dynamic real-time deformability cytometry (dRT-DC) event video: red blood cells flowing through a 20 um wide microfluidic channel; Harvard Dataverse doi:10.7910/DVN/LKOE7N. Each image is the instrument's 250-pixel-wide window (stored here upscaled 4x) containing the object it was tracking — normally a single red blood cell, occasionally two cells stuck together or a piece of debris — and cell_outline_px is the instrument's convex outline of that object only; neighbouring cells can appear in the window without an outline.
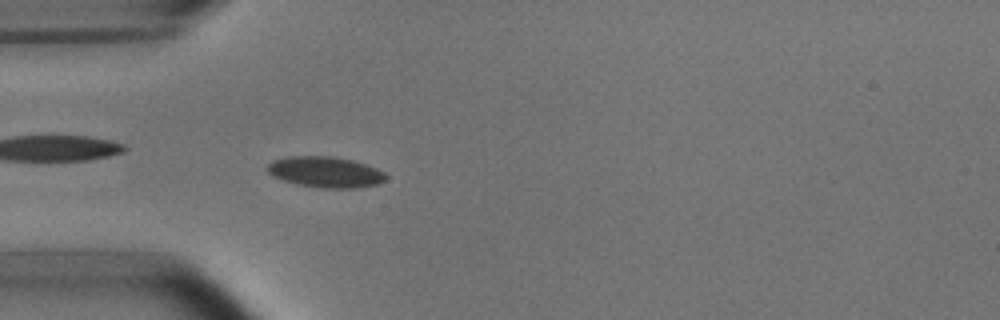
{"species": "common noctule bat (a hibernating species)", "species_latin": "Nyctalus noctula", "temperature_condition": "room temperature", "stored_images_in_passage": 52, "camera_frame_rate_fps": 3000, "um_per_image_px": 0.085, "animal": {"sex": "male", "body_mass_g": 15.6}, "frame": {"image": 1, "passage_image": 15, "time_ms": 4.667, "image_size_px": [1000, 320], "cell_outline_px": [[388, 176], [380, 184], [360, 188], [320, 188], [296, 184], [272, 176], [264, 168], [272, 160], [288, 156], [332, 156], [352, 160], [376, 168], [384, 172]], "centroid_in_image_um": [27.65, 14.63], "position_along_channel_um": 57.4, "area_um2": 21.56}}
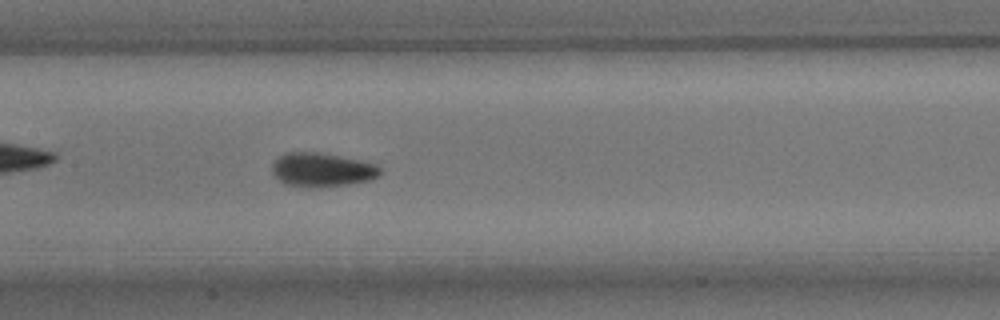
{"frame": {"image": 2, "passage_image": 25, "time_ms": 8.0, "image_size_px": [1000, 320], "cell_outline_px": [[380, 176], [372, 180], [348, 184], [316, 188], [284, 184], [272, 172], [272, 164], [284, 152], [324, 152], [360, 160], [376, 164], [380, 168]], "centroid_in_image_um": [27.39, 14.42], "position_along_channel_um": 180.0, "area_um2": 21.56}}
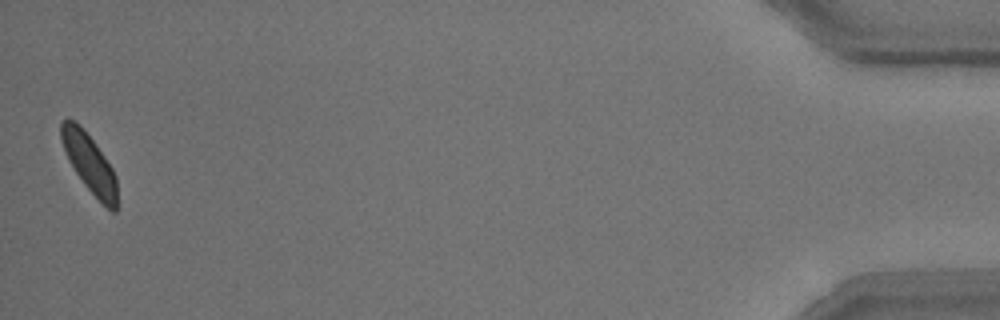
{"frame": {"image": 3, "passage_image": 52, "time_ms": 17.0, "image_size_px": [1000, 320], "cell_outline_px": [[116, 212], [112, 212], [84, 184], [68, 160], [60, 136], [60, 124], [64, 120], [72, 120], [92, 140], [104, 156], [112, 168], [116, 176]], "centroid_in_image_um": [7.6, 13.9], "position_along_channel_um": 427.6, "area_um2": 18.21}, "authors_computed_cell_mechanics": {"area_um2": 19.8832, "velocity_mm_per_s": 3.7672, "shape_relaxation_time_tau1_ms": 2.3501, "shape_relaxation_time_tau2_ms": null, "deformation_change_tau1": 0.0888, "deformation_change_tau2": null}}